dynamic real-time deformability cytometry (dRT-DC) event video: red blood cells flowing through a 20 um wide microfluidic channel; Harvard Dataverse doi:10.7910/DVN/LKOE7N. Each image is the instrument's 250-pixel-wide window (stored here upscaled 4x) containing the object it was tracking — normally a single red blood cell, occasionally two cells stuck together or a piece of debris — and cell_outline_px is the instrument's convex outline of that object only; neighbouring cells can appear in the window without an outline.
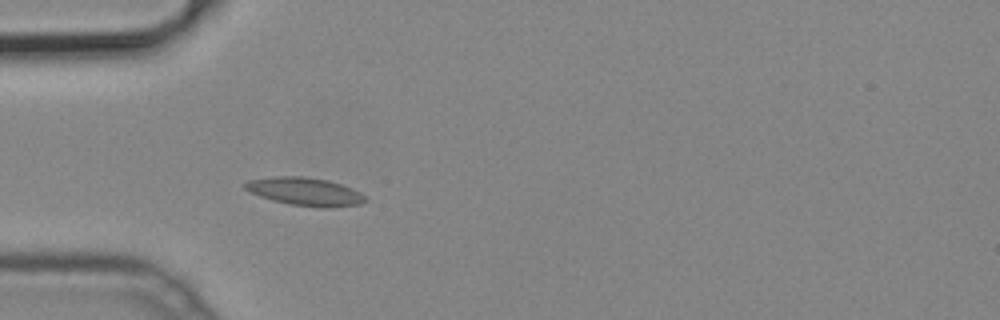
{"species": "common noctule bat (a hibernating species)", "species_latin": "Nyctalus noctula", "temperature_condition": "cold", "stored_images_in_passage": 38, "camera_frame_rate_fps": 3000, "um_per_image_px": 0.085, "animal": {"sex": "male", "body_mass_g": 19.2, "forearm_length_mm": 51.8}, "frame": {"image": 1, "passage_image": 4, "time_ms": 1.0, "image_size_px": [1000, 320], "cell_outline_px": [[368, 200], [360, 204], [332, 208], [324, 208], [288, 204], [272, 200], [248, 192], [244, 188], [244, 184], [248, 180], [276, 176], [304, 176], [328, 180], [352, 188], [360, 192]], "centroid_in_image_um": [25.93, 16.29], "position_along_channel_um": 59.1, "area_um2": 19.83}}
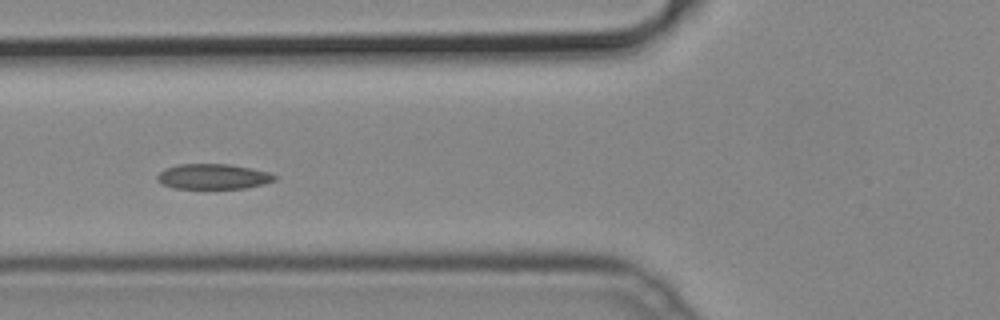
{"frame": {"image": 2, "passage_image": 8, "time_ms": 2.333, "image_size_px": [1000, 320], "cell_outline_px": [[276, 180], [264, 184], [244, 188], [172, 188], [160, 184], [156, 180], [156, 176], [164, 168], [180, 164], [228, 164], [268, 172], [276, 176]], "centroid_in_image_um": [18.06, 15.01], "position_along_channel_um": 107.7, "area_um2": 17.22}}